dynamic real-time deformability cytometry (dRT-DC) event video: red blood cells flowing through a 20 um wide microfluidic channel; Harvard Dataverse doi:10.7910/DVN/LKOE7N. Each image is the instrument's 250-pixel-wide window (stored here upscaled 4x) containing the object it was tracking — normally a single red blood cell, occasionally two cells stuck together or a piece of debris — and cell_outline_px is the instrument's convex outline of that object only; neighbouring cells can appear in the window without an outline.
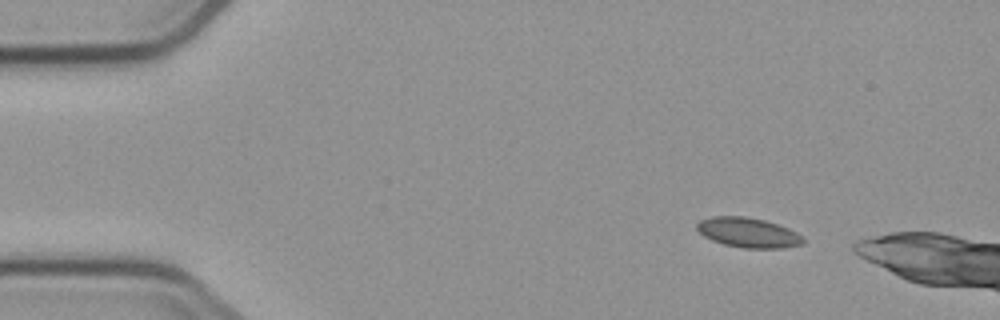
{"species": "common noctule bat (a hibernating species)", "species_latin": "Nyctalus noctula", "temperature_condition": "cold", "stored_images_in_passage": 5, "camera_frame_rate_fps": 3000, "um_per_image_px": 0.085, "animal": {"sex": "male", "body_mass_g": 23.1, "forearm_length_mm": 52.7}, "frame": {"image": 1, "passage_image": 1, "time_ms": 0.0, "image_size_px": [1000, 320], "cell_outline_px": [[804, 244], [784, 248], [740, 248], [724, 244], [712, 240], [704, 236], [696, 228], [696, 224], [700, 220], [712, 216], [744, 216], [764, 220], [788, 228], [804, 236]], "centroid_in_image_um": [63.61, 19.77], "position_along_channel_um": 21.4, "area_um2": 18.55}}
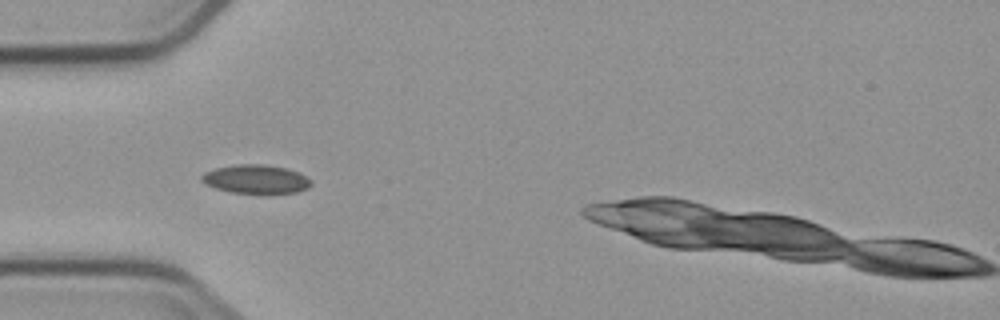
{"frame": {"image": 2, "passage_image": 4, "time_ms": 3.333, "image_size_px": [1000, 320], "cell_outline_px": [[312, 184], [308, 188], [296, 192], [232, 192], [216, 188], [204, 184], [200, 180], [200, 176], [204, 172], [216, 168], [236, 164], [264, 164], [288, 168], [300, 172], [312, 180]], "centroid_in_image_um": [21.75, 15.2], "position_along_channel_um": 63.2, "area_um2": 18.26}}
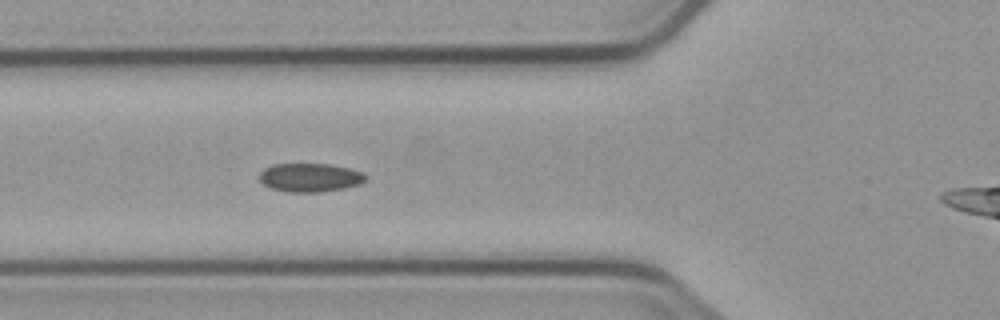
{"frame": {"image": 3, "passage_image": 5, "time_ms": 4.333, "image_size_px": [1000, 320], "cell_outline_px": [[368, 176], [360, 184], [344, 188], [320, 192], [288, 192], [272, 188], [264, 184], [260, 180], [260, 172], [264, 168], [272, 164], [328, 164], [348, 168], [364, 172]], "centroid_in_image_um": [26.36, 15.08], "position_along_channel_um": 99.4, "area_um2": 17.69}}